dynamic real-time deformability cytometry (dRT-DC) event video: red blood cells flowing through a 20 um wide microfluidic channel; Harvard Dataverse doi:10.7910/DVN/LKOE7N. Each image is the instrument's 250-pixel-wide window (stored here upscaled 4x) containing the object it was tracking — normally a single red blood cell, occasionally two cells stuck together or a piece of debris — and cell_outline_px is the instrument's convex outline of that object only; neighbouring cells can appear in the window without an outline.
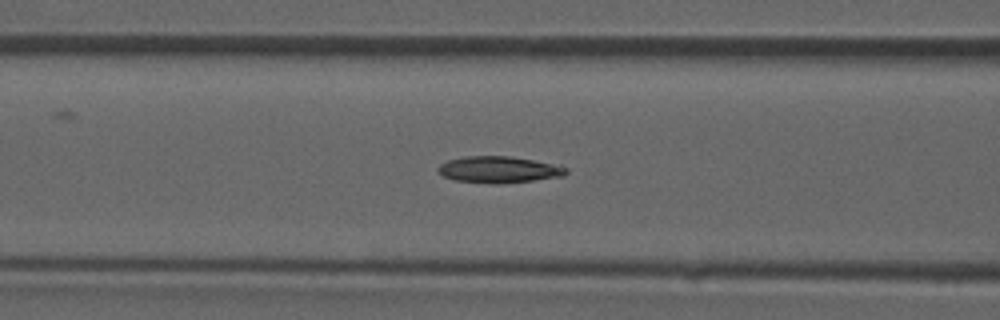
{"species": "common noctule bat (a hibernating species)", "species_latin": "Nyctalus noctula", "temperature_condition": "room temperature", "stored_images_in_passage": 46, "camera_frame_rate_fps": 3000, "um_per_image_px": 0.085, "animal": {"sex": "male", "forearm_length_mm": 52.5}, "frame": {"image": 1, "passage_image": 18, "time_ms": 5.667, "image_size_px": [1000, 320], "cell_outline_px": [[568, 172], [564, 176], [532, 180], [496, 184], [456, 180], [444, 176], [436, 172], [436, 168], [440, 164], [448, 160], [464, 156], [508, 156], [560, 164], [568, 168]], "centroid_in_image_um": [42.42, 14.4], "position_along_channel_um": 124.2, "area_um2": 19.88}}